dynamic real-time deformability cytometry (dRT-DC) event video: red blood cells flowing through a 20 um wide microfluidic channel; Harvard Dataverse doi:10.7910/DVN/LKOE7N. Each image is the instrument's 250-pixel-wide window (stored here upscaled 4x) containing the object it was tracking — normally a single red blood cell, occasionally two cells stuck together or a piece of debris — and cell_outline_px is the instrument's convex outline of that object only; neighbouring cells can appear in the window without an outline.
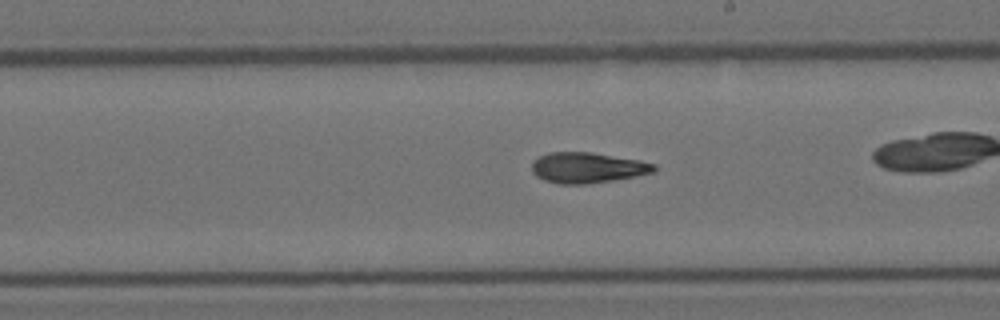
{"species": "Egyptian fruit bat (a non-hibernating species)", "species_latin": "Rousettus aegyptiacus", "temperature_condition": "room temperature", "stored_images_in_passage": 38, "camera_frame_rate_fps": 3000, "um_per_image_px": 0.085, "animal": {"sex": "female"}, "frame": {"image": 1, "passage_image": 27, "time_ms": 8.667, "image_size_px": [1000, 320], "cell_outline_px": [[656, 172], [612, 180], [584, 184], [560, 184], [544, 180], [536, 176], [532, 172], [532, 160], [548, 152], [592, 152], [640, 160], [656, 164]], "centroid_in_image_um": [49.92, 14.24], "position_along_channel_um": 239.1, "area_um2": 21.85}}